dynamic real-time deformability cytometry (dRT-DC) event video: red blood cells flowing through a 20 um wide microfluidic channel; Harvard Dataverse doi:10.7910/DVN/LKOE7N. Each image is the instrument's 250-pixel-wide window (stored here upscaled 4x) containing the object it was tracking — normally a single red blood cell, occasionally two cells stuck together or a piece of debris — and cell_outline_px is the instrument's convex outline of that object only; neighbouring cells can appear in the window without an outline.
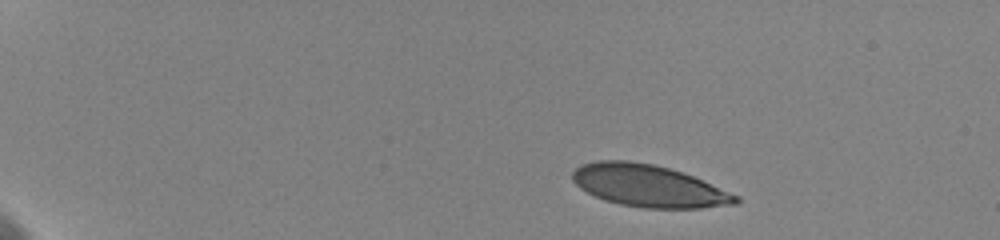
{"species": "human", "species_latin": "Homo sapiens", "temperature_condition": "cold", "stored_images_in_passage": 8, "camera_frame_rate_fps": 3000, "um_per_image_px": 0.085, "donor": {"sex": "female"}, "frame": {"image": 1, "passage_image": 1, "time_ms": 0.0, "image_size_px": [1000, 240], "cell_outline_px": [[740, 200], [736, 204], [700, 208], [644, 208], [620, 204], [604, 200], [580, 188], [572, 180], [572, 172], [580, 164], [596, 160], [628, 160], [652, 164], [668, 168], [692, 176], [740, 196]], "centroid_in_image_um": [55.11, 15.79], "position_along_channel_um": 29.9, "area_um2": 39.88}}
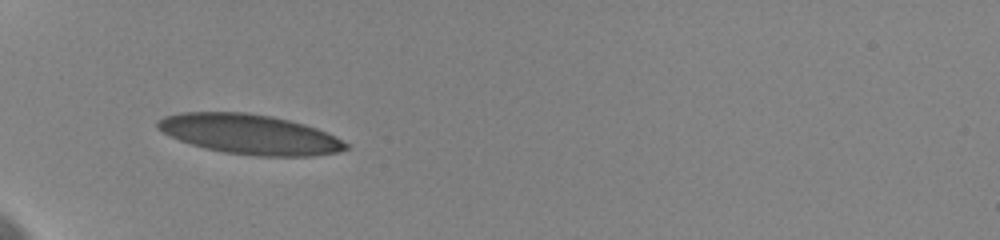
{"frame": {"image": 2, "passage_image": 7, "time_ms": 3.667, "image_size_px": [1000, 240], "cell_outline_px": [[348, 148], [336, 152], [312, 156], [256, 156], [224, 152], [204, 148], [180, 140], [156, 128], [156, 120], [164, 116], [180, 112], [248, 112], [272, 116], [304, 124], [316, 128], [336, 136], [348, 144]], "centroid_in_image_um": [21.21, 11.4], "position_along_channel_um": 63.8, "area_um2": 43.64}}